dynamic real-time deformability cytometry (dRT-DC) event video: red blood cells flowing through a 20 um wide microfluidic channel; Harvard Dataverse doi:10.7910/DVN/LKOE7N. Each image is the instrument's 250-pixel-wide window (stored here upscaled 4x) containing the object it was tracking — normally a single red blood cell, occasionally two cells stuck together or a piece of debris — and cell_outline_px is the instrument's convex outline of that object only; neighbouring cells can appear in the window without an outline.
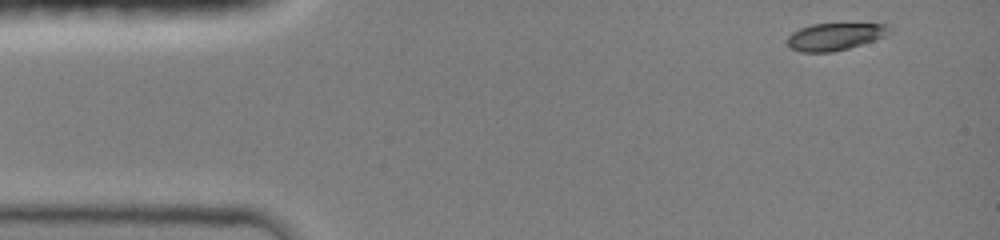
{"species": "common noctule bat (a hibernating species)", "species_latin": "Nyctalus noctula", "temperature_condition": "room temperature", "stored_images_in_passage": 8, "camera_frame_rate_fps": 3000, "um_per_image_px": 0.085, "animal": {"sex": "female", "body_mass_g": 19.0, "forearm_length_mm": 51.5}, "frame": {"image": 1, "passage_image": 1, "time_ms": 0.0, "image_size_px": [1000, 240], "cell_outline_px": [[892, 32], [884, 36], [848, 48], [832, 52], [800, 52], [792, 48], [788, 44], [788, 36], [792, 32], [800, 28], [812, 24], [888, 24]], "centroid_in_image_um": [70.96, 3.11], "position_along_channel_um": 14.0, "area_um2": 15.95}}
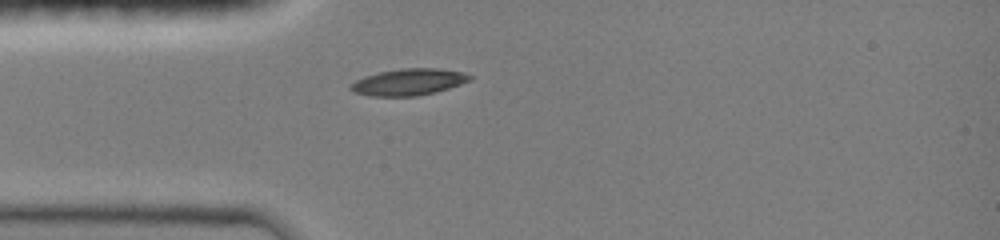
{"frame": {"image": 2, "passage_image": 6, "time_ms": 3.0, "image_size_px": [1000, 240], "cell_outline_px": [[472, 80], [436, 92], [416, 96], [368, 96], [352, 92], [348, 88], [356, 80], [364, 76], [380, 72], [400, 68], [436, 68], [464, 72], [472, 76]], "centroid_in_image_um": [34.72, 6.97], "position_along_channel_um": 50.3, "area_um2": 18.55}}
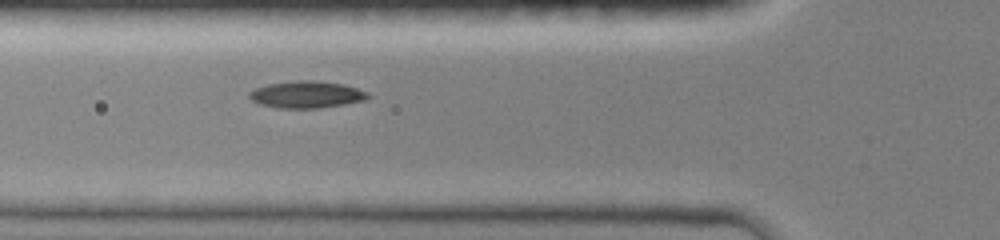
{"frame": {"image": 3, "passage_image": 8, "time_ms": 4.333, "image_size_px": [1000, 240], "cell_outline_px": [[368, 96], [364, 100], [316, 108], [280, 108], [260, 104], [252, 100], [248, 96], [248, 92], [256, 88], [268, 84], [296, 80], [316, 80], [344, 84], [368, 92]], "centroid_in_image_um": [26.01, 8.02], "position_along_channel_um": 99.8, "area_um2": 18.38}}